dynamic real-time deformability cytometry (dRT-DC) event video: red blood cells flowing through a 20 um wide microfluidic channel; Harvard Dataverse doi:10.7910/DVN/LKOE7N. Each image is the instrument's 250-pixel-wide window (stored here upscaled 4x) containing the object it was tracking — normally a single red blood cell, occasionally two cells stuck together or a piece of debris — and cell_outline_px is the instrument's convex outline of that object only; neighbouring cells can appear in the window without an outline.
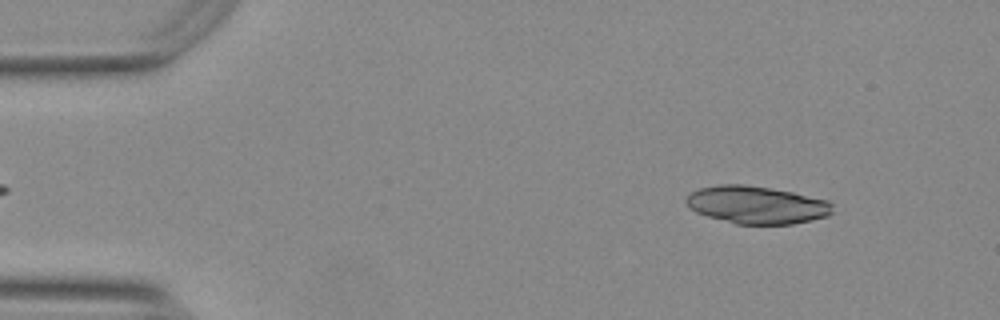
{"species": "Egyptian fruit bat (a non-hibernating species)", "species_latin": "Rousettus aegyptiacus", "temperature_condition": "warm", "stored_images_in_passage": 50, "camera_frame_rate_fps": 3000, "um_per_image_px": 0.085, "animal": {"sex": "female"}, "frame": {"image": 1, "passage_image": 3, "time_ms": 0.667, "image_size_px": [1000, 320], "cell_outline_px": [[832, 212], [828, 216], [812, 220], [792, 224], [736, 224], [708, 216], [696, 212], [688, 208], [684, 200], [692, 192], [700, 188], [720, 184], [744, 184], [792, 192], [828, 200], [832, 204]], "centroid_in_image_um": [64.31, 17.42], "position_along_channel_um": 20.7, "area_um2": 32.08}}